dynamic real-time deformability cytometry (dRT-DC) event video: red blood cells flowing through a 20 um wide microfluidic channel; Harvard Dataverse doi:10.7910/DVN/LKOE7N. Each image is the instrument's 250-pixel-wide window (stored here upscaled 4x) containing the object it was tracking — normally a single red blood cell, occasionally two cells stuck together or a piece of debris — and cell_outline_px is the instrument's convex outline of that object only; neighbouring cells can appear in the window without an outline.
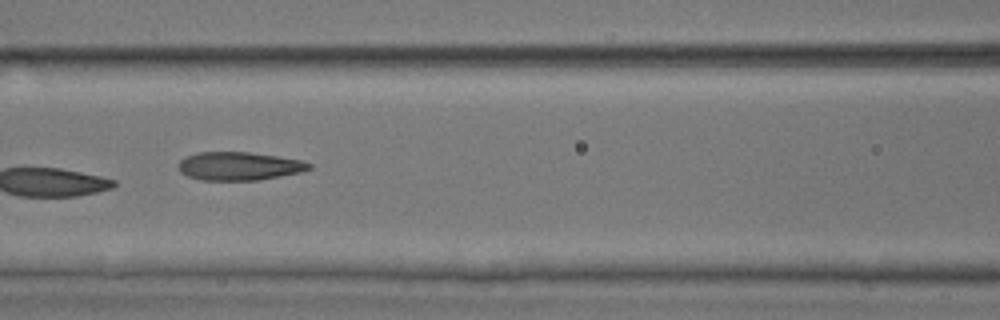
{"species": "common noctule bat (a hibernating species)", "species_latin": "Nyctalus noctula", "temperature_condition": "room temperature", "stored_images_in_passage": 10, "camera_frame_rate_fps": 3000, "um_per_image_px": 0.085, "animal": {"sex": "male", "body_mass_g": 17.9, "forearm_length_mm": 54.2}, "frame": {"image": 1, "passage_image": 7, "time_ms": 7.0, "image_size_px": [1000, 320], "cell_outline_px": [[312, 168], [300, 172], [260, 180], [200, 180], [188, 176], [180, 172], [176, 168], [180, 160], [184, 156], [196, 152], [248, 152], [276, 156], [300, 160], [312, 164]], "centroid_in_image_um": [20.26, 14.12], "position_along_channel_um": 146.3, "area_um2": 21.68}}